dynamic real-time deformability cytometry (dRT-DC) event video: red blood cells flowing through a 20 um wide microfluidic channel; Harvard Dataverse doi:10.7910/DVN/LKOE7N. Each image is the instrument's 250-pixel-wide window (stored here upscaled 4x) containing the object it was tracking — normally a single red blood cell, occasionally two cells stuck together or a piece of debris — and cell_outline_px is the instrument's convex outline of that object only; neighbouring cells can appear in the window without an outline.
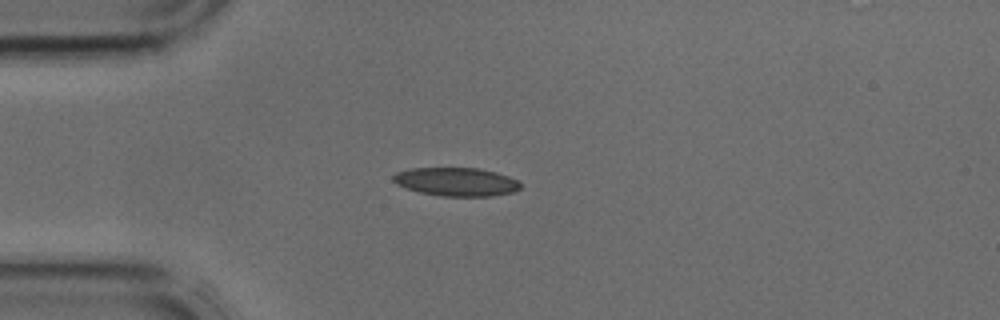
{"species": "common noctule bat (a hibernating species)", "species_latin": "Nyctalus noctula", "temperature_condition": "cold", "stored_images_in_passage": 15, "camera_frame_rate_fps": 3000, "um_per_image_px": 0.085, "animal": {"sex": "male", "body_mass_g": 17.9, "forearm_length_mm": 54.2}, "frame": {"image": 1, "passage_image": 10, "time_ms": 3.0, "image_size_px": [1000, 320], "cell_outline_px": [[520, 188], [512, 192], [492, 196], [440, 196], [420, 192], [396, 184], [392, 180], [392, 176], [396, 172], [408, 168], [480, 168], [496, 172], [508, 176], [516, 180], [520, 184]], "centroid_in_image_um": [38.75, 15.44], "position_along_channel_um": 46.2, "area_um2": 21.1}}